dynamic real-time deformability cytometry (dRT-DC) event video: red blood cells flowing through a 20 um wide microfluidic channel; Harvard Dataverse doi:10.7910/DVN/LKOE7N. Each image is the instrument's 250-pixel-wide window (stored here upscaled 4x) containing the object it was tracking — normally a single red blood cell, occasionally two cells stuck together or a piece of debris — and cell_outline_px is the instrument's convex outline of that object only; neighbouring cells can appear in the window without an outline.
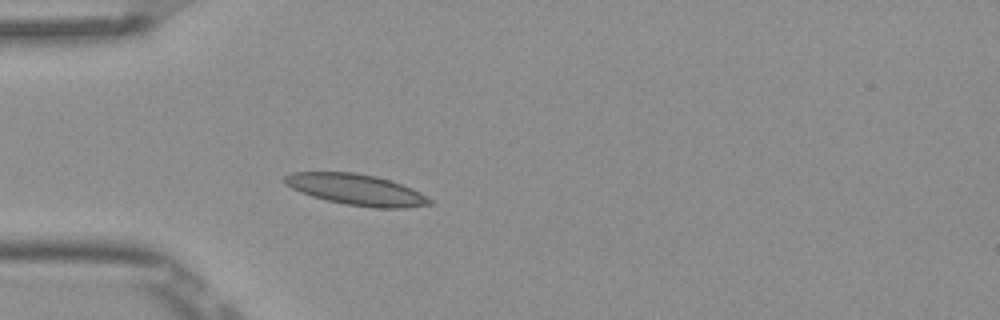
{"species": "Egyptian fruit bat (a non-hibernating species)", "species_latin": "Rousettus aegyptiacus", "temperature_condition": "room temperature", "stored_images_in_passage": 2, "camera_frame_rate_fps": 3000, "um_per_image_px": 0.085, "frame": {"image": 1, "passage_image": 2, "time_ms": 0.333, "image_size_px": [1000, 320], "cell_outline_px": [[432, 204], [404, 208], [376, 208], [344, 204], [312, 196], [300, 192], [284, 184], [284, 176], [292, 172], [352, 172], [376, 176], [400, 184], [420, 192], [432, 200]], "centroid_in_image_um": [30.26, 16.12], "position_along_channel_um": 54.7, "area_um2": 26.01}}